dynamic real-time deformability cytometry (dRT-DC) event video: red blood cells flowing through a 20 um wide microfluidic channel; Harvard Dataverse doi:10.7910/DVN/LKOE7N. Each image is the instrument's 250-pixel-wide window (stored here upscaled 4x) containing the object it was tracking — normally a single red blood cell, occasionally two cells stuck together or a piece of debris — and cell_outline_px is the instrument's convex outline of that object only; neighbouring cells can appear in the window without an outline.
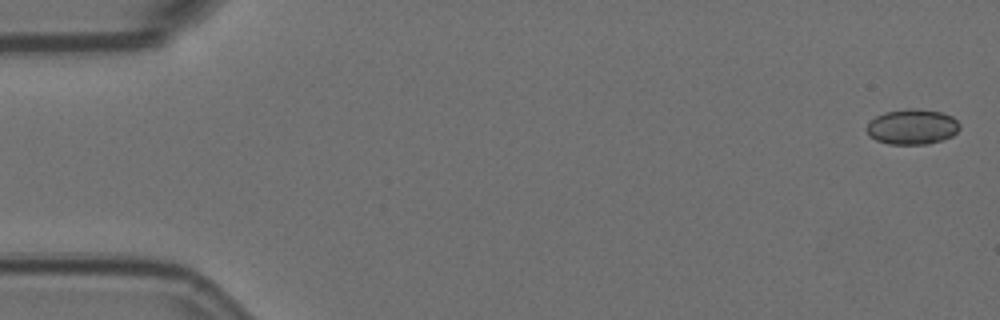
{"species": "Egyptian fruit bat (a non-hibernating species)", "species_latin": "Rousettus aegyptiacus", "temperature_condition": "room temperature", "stored_images_in_passage": 10, "camera_frame_rate_fps": 3000, "um_per_image_px": 0.085, "animal": {"sex": "female"}, "frame": {"image": 1, "passage_image": 1, "time_ms": 0.0, "image_size_px": [1000, 320], "cell_outline_px": [[960, 128], [952, 136], [928, 144], [888, 144], [876, 140], [868, 136], [864, 128], [876, 116], [884, 112], [908, 108], [916, 108], [940, 112], [952, 116], [960, 124]], "centroid_in_image_um": [77.51, 10.77], "position_along_channel_um": 7.5, "area_um2": 19.25}}
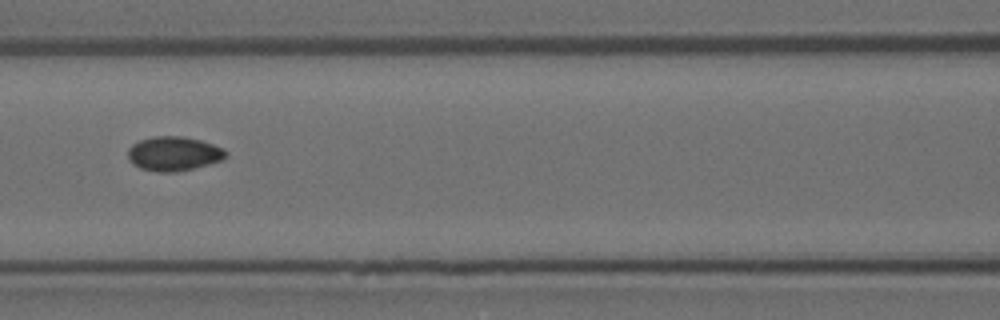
{"frame": {"image": 2, "passage_image": 8, "time_ms": 2.333, "image_size_px": [1000, 320], "cell_outline_px": [[228, 156], [224, 160], [176, 172], [160, 172], [140, 168], [132, 164], [128, 160], [128, 148], [132, 144], [140, 140], [152, 136], [180, 136], [200, 140], [224, 148], [228, 152]], "centroid_in_image_um": [14.77, 13.06], "position_along_channel_um": 151.8, "area_um2": 19.71}}
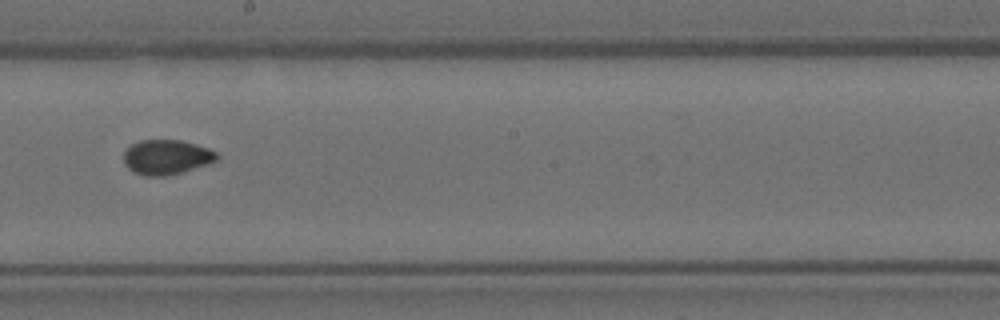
{"frame": {"image": 3, "passage_image": 10, "time_ms": 3.0, "image_size_px": [1000, 320], "cell_outline_px": [[220, 156], [216, 160], [208, 164], [184, 172], [168, 176], [144, 176], [132, 172], [124, 164], [124, 152], [132, 144], [140, 140], [180, 140], [196, 144], [208, 148], [216, 152]], "centroid_in_image_um": [14.15, 13.37], "position_along_channel_um": 234.0, "area_um2": 19.07}}